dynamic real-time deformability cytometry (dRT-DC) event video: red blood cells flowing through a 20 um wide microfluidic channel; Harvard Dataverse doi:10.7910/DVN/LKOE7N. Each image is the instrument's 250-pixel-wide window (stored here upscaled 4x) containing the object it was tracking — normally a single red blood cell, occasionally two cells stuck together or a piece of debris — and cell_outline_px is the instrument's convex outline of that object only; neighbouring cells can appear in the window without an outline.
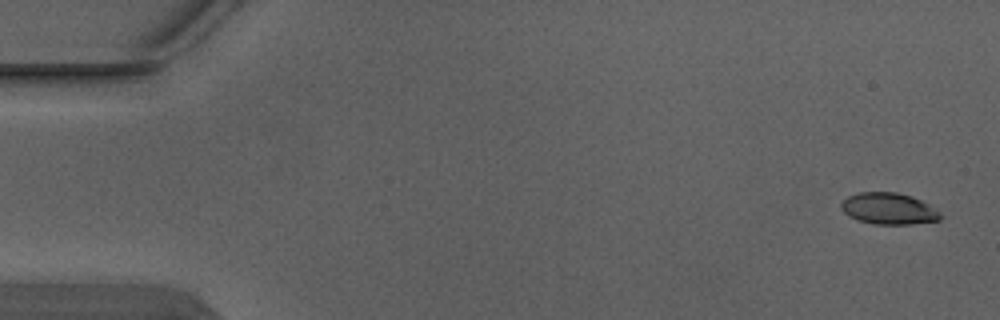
{"species": "Egyptian fruit bat (a non-hibernating species)", "species_latin": "Rousettus aegyptiacus", "temperature_condition": "warm", "stored_images_in_passage": 7, "camera_frame_rate_fps": 3000, "um_per_image_px": 0.085, "animal": {"sex": "male"}, "frame": {"image": 1, "passage_image": 1, "time_ms": 0.0, "image_size_px": [1000, 320], "cell_outline_px": [[944, 216], [940, 220], [912, 224], [876, 224], [856, 220], [848, 216], [840, 208], [840, 204], [848, 196], [860, 192], [896, 192], [912, 196], [928, 204], [940, 212]], "centroid_in_image_um": [75.54, 17.74], "position_along_channel_um": 9.5, "area_um2": 18.32}}
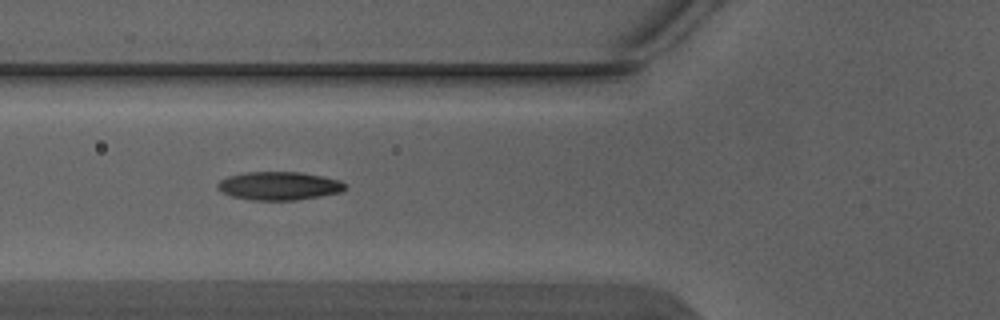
{"frame": {"image": 2, "passage_image": 5, "time_ms": 1.333, "image_size_px": [1000, 320], "cell_outline_px": [[348, 188], [340, 192], [320, 196], [296, 200], [252, 200], [232, 196], [220, 192], [216, 188], [216, 184], [220, 180], [228, 176], [244, 172], [300, 172], [340, 180], [348, 184]], "centroid_in_image_um": [23.71, 15.8], "position_along_channel_um": 102.1, "area_um2": 21.21}}
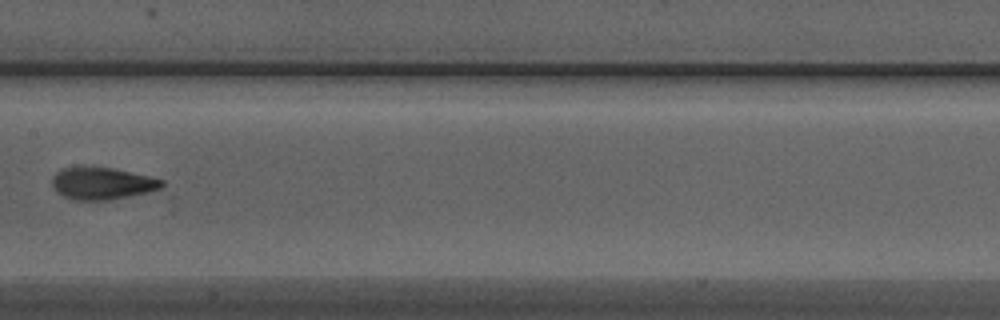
{"frame": {"image": 3, "passage_image": 7, "time_ms": 2.0, "image_size_px": [1000, 320], "cell_outline_px": [[164, 184], [160, 188], [148, 192], [108, 200], [72, 200], [56, 192], [52, 188], [52, 176], [56, 172], [64, 168], [112, 168], [148, 176], [164, 180]], "centroid_in_image_um": [8.65, 15.61], "position_along_channel_um": 198.7, "area_um2": 20.23}}